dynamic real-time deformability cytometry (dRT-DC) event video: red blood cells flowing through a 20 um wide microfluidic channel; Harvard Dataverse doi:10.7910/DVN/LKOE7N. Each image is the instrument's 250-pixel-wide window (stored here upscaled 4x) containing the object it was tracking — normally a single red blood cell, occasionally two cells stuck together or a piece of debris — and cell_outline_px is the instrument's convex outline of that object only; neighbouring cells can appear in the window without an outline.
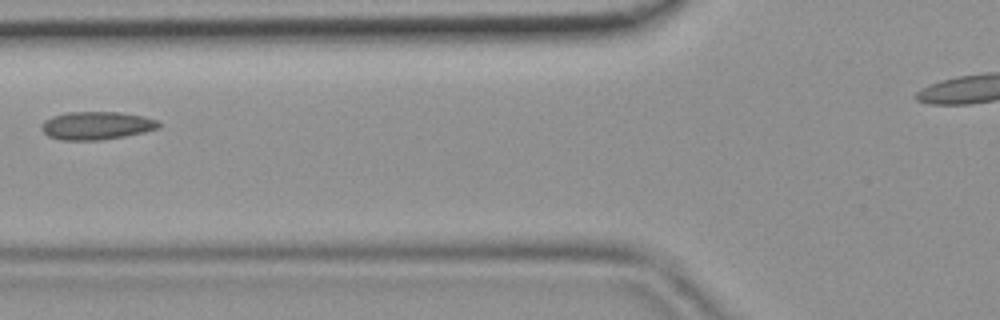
{"species": "common noctule bat (a hibernating species)", "species_latin": "Nyctalus noctula", "temperature_condition": "room temperature", "stored_images_in_passage": 3, "segment_of_instrument_passage": [1, 2], "camera_frame_rate_fps": 3000, "um_per_image_px": 0.085, "animal": {"sex": "female", "body_mass_g": 19.9}, "frame": {"image": 1, "passage_image": 2, "time_ms": 0.333, "image_size_px": [1000, 320], "cell_outline_px": [[160, 128], [144, 132], [124, 136], [100, 140], [60, 140], [48, 136], [40, 128], [44, 120], [52, 116], [68, 112], [120, 112], [144, 116], [156, 120], [160, 124]], "centroid_in_image_um": [8.19, 10.67], "position_along_channel_um": 117.6, "area_um2": 19.19}}